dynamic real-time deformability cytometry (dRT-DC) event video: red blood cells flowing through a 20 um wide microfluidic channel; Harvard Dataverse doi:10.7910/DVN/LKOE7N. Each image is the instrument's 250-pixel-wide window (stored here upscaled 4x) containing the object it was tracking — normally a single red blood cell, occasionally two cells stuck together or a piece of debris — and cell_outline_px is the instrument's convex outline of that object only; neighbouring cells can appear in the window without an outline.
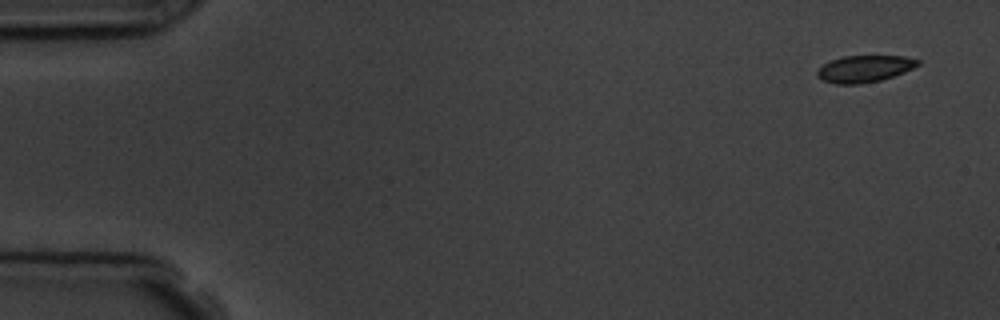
{"species": "common noctule bat (a hibernating species)", "species_latin": "Nyctalus noctula", "temperature_condition": "room temperature", "stored_images_in_passage": 5, "camera_frame_rate_fps": 3000, "um_per_image_px": 0.085, "animal": {"sex": "male", "body_mass_g": 19.5, "forearm_length_mm": 54.6}, "frame": {"image": 1, "passage_image": 1, "time_ms": 0.0, "image_size_px": [1000, 320], "cell_outline_px": [[920, 64], [904, 72], [880, 80], [860, 84], [836, 84], [824, 80], [816, 76], [816, 72], [824, 64], [832, 60], [844, 56], [904, 56], [920, 60]], "centroid_in_image_um": [73.48, 5.84], "position_along_channel_um": 11.5, "area_um2": 15.55}}
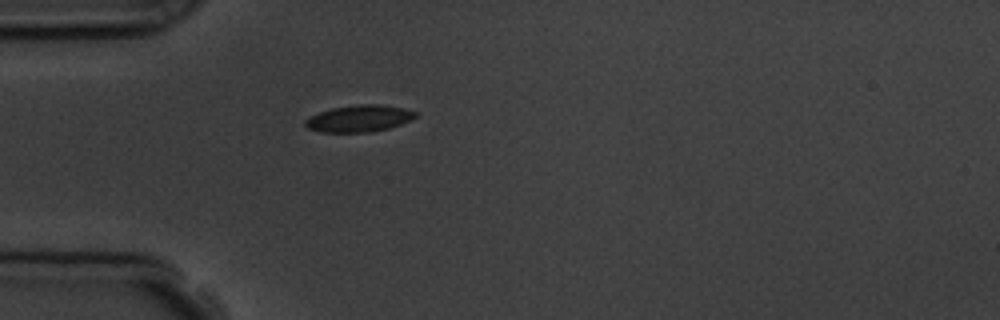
{"frame": {"image": 2, "passage_image": 5, "time_ms": 4.333, "image_size_px": [1000, 320], "cell_outline_px": [[416, 116], [400, 124], [388, 128], [372, 132], [320, 132], [308, 128], [304, 124], [304, 120], [308, 116], [332, 108], [360, 104], [380, 104], [404, 108], [416, 112]], "centroid_in_image_um": [30.48, 10.07], "position_along_channel_um": 54.5, "area_um2": 17.11}}